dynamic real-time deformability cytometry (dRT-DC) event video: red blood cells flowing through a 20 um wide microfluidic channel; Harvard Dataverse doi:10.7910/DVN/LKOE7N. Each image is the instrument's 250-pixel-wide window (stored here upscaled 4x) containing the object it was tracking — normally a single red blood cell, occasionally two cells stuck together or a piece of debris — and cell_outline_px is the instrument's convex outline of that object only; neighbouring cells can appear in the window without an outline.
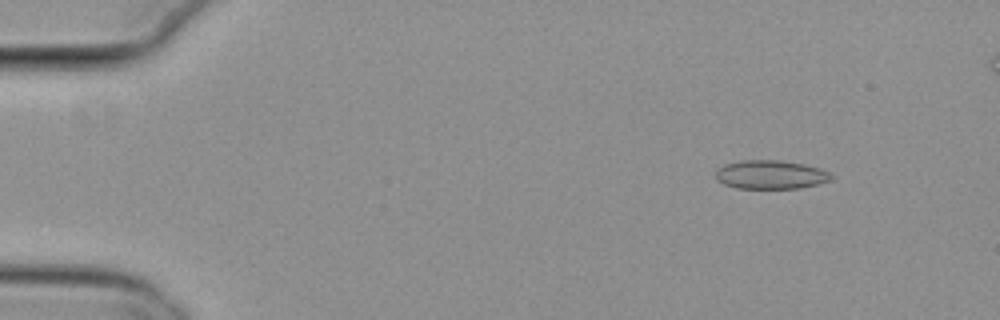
{"species": "common noctule bat (a hibernating species)", "species_latin": "Nyctalus noctula", "temperature_condition": "cold", "stored_images_in_passage": 52, "camera_frame_rate_fps": 3000, "um_per_image_px": 0.085, "animal": {"sex": "female", "body_mass_g": 29.2, "forearm_length_mm": 56.3}, "frame": {"image": 1, "passage_image": 4, "time_ms": 1.0, "image_size_px": [1000, 320], "cell_outline_px": [[836, 176], [828, 180], [816, 184], [800, 188], [736, 188], [724, 184], [716, 180], [716, 168], [724, 164], [740, 160], [780, 160], [804, 164], [820, 168]], "centroid_in_image_um": [65.47, 14.83], "position_along_channel_um": 19.5, "area_um2": 19.42}}
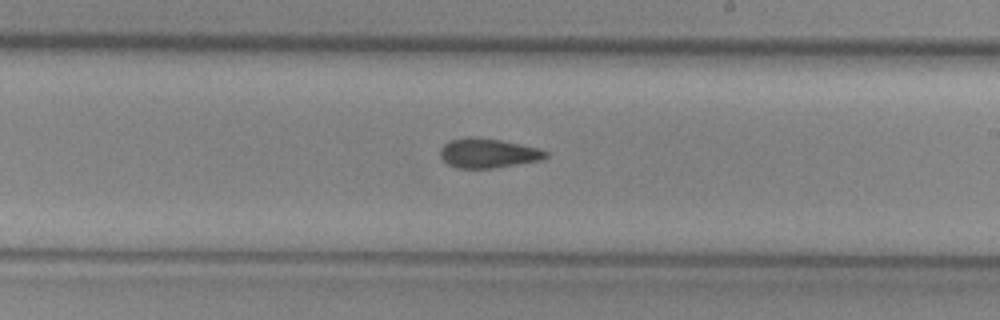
{"frame": {"image": 2, "passage_image": 30, "time_ms": 9.667, "image_size_px": [1000, 320], "cell_outline_px": [[548, 156], [544, 160], [492, 168], [456, 168], [448, 164], [440, 156], [440, 148], [448, 140], [468, 136], [472, 136], [500, 140], [536, 148], [548, 152]], "centroid_in_image_um": [41.45, 13.02], "position_along_channel_um": 247.5, "area_um2": 18.15}}
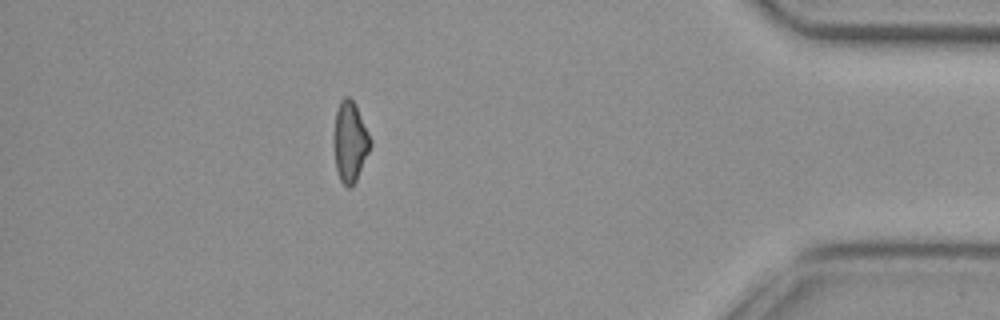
{"frame": {"image": 3, "passage_image": 46, "time_ms": 15.0, "image_size_px": [1000, 320], "cell_outline_px": [[372, 144], [356, 180], [348, 188], [340, 180], [336, 168], [332, 144], [332, 136], [336, 112], [340, 100], [344, 96], [348, 96], [356, 104], [372, 140]], "centroid_in_image_um": [29.73, 12.01], "position_along_channel_um": 405.5, "area_um2": 17.4}, "authors_computed_cell_mechanics": {"area_um2": 18.496, "velocity_mm_per_s": 3.8136, "shape_relaxation_time_tau1_ms": null, "shape_relaxation_time_tau2_ms": 4.3409, "deformation_change_tau1": null, "deformation_change_tau2": 0.1032}}